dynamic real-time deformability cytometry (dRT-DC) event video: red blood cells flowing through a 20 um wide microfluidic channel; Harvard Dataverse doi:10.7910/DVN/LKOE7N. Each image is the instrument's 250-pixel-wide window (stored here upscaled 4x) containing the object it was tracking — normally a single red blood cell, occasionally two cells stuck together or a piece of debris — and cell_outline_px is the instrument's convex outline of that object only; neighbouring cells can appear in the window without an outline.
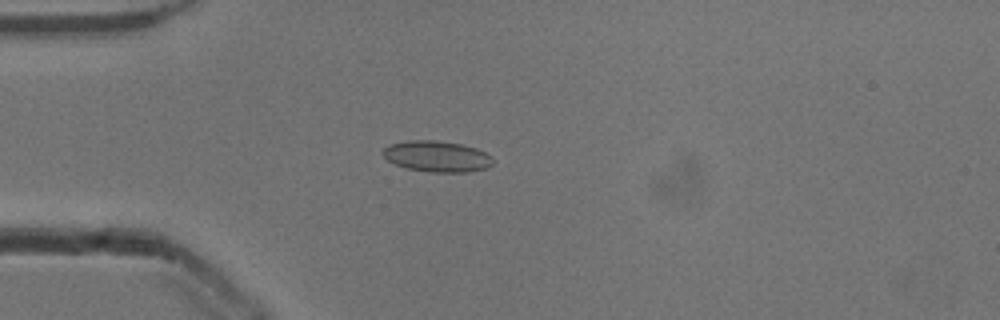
{"species": "common noctule bat (a hibernating species)", "species_latin": "Nyctalus noctula", "temperature_condition": "cold", "stored_images_in_passage": 40, "camera_frame_rate_fps": 3000, "um_per_image_px": 0.085, "animal": {"sex": "male", "body_mass_g": 13.3}, "frame": {"image": 1, "passage_image": 1, "time_ms": 0.0, "image_size_px": [1000, 320], "cell_outline_px": [[492, 164], [488, 168], [468, 172], [432, 172], [408, 168], [396, 164], [388, 160], [380, 152], [388, 144], [408, 140], [436, 140], [460, 144], [476, 148], [492, 156]], "centroid_in_image_um": [37.13, 13.28], "position_along_channel_um": 47.9, "area_um2": 19.88}}
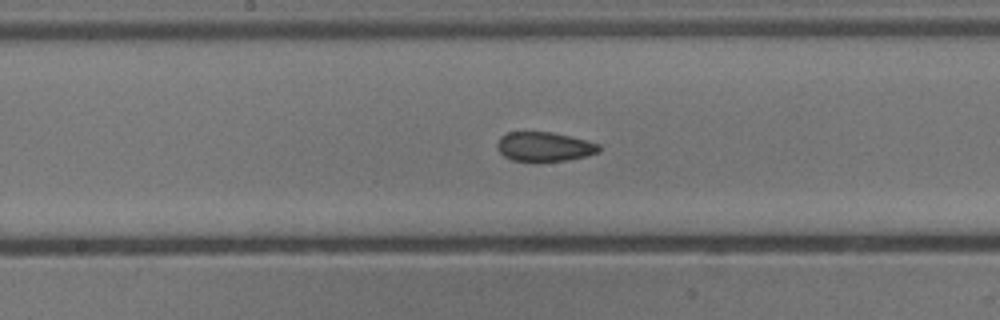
{"frame": {"image": 2, "passage_image": 14, "time_ms": 4.333, "image_size_px": [1000, 320], "cell_outline_px": [[600, 152], [568, 160], [512, 160], [504, 156], [496, 148], [496, 144], [500, 136], [508, 132], [552, 132], [600, 144]], "centroid_in_image_um": [46.24, 12.45], "position_along_channel_um": 202.0, "area_um2": 17.11}}
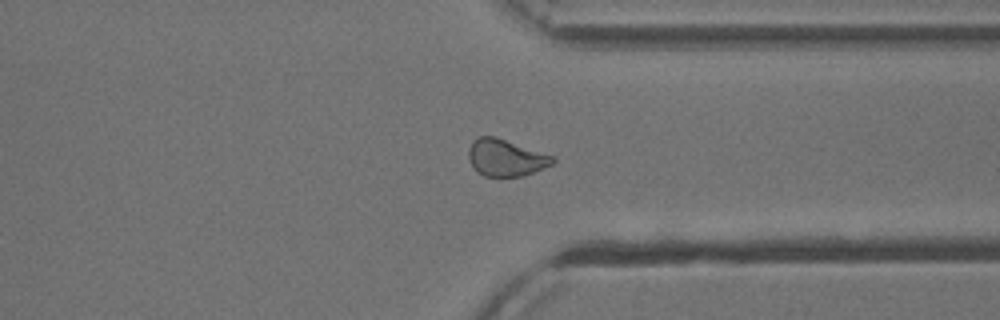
{"frame": {"image": 3, "passage_image": 27, "time_ms": 8.667, "image_size_px": [1000, 320], "cell_outline_px": [[556, 160], [552, 164], [524, 176], [484, 176], [476, 172], [468, 160], [468, 148], [472, 140], [480, 136], [496, 136], [556, 156]], "centroid_in_image_um": [42.98, 13.39], "position_along_channel_um": 368.4, "area_um2": 18.44}, "authors_computed_cell_mechanics": {"area_um2": 18.4093, "velocity_mm_per_s": 3.8676, "shape_relaxation_time_tau1_ms": null, "shape_relaxation_time_tau2_ms": 1.6615, "deformation_change_tau1": null, "deformation_change_tau2": 0.0624}}